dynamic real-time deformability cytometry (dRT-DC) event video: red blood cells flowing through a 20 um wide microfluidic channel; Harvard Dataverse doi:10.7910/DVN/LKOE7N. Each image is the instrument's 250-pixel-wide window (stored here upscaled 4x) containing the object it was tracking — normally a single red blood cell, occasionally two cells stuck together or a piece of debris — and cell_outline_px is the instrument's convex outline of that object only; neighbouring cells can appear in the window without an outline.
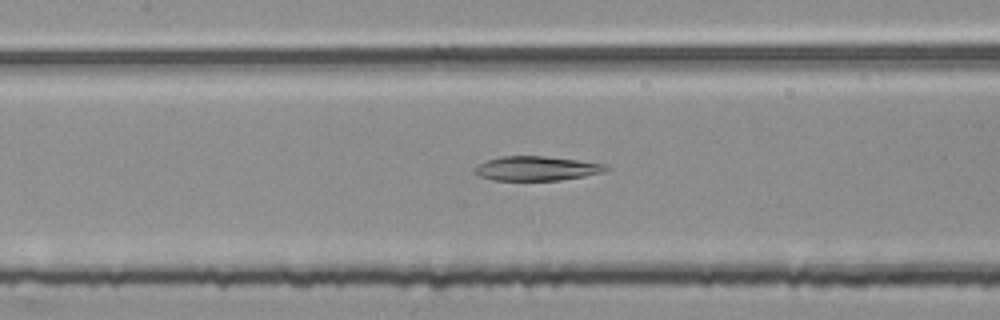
{"species": "common noctule bat (a hibernating species)", "species_latin": "Nyctalus noctula", "temperature_condition": "room temperature", "stored_images_in_passage": 40, "camera_frame_rate_fps": 3000, "um_per_image_px": 0.085, "animal": {"sex": "female", "body_mass_g": 25.1}, "frame": {"image": 1, "passage_image": 10, "time_ms": 3.0, "image_size_px": [1000, 320], "cell_outline_px": [[612, 168], [604, 172], [584, 176], [560, 180], [492, 180], [476, 176], [472, 172], [472, 168], [484, 160], [500, 156], [544, 156], [608, 164]], "centroid_in_image_um": [45.55, 14.31], "position_along_channel_um": 161.8, "area_um2": 19.02}}
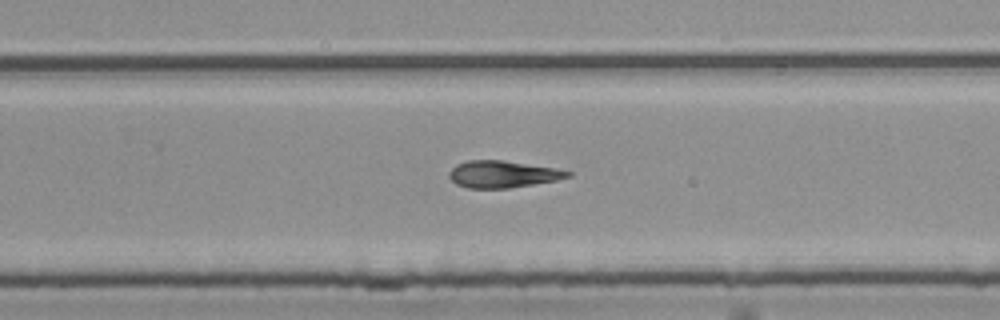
{"frame": {"image": 2, "passage_image": 20, "time_ms": 6.333, "image_size_px": [1000, 320], "cell_outline_px": [[572, 176], [556, 180], [508, 188], [468, 188], [456, 184], [448, 176], [448, 172], [456, 164], [468, 160], [504, 160], [556, 168], [572, 172]], "centroid_in_image_um": [42.71, 14.8], "position_along_channel_um": 287.1, "area_um2": 18.61}}
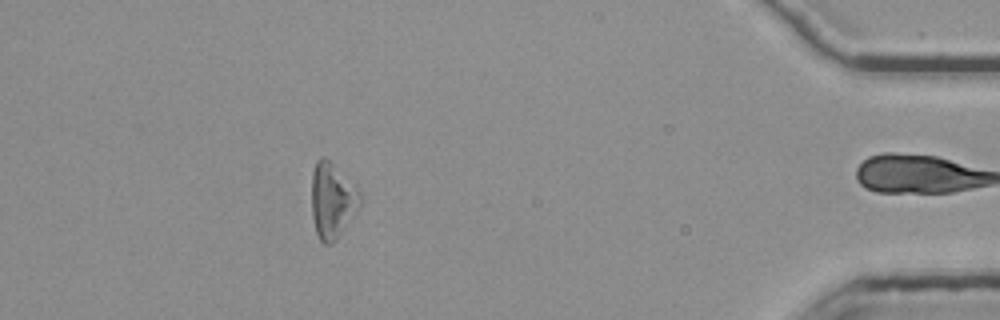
{"frame": {"image": 3, "passage_image": 34, "time_ms": 11.0, "image_size_px": [1000, 320], "cell_outline_px": [[364, 196], [360, 204], [336, 240], [332, 244], [324, 244], [320, 240], [316, 232], [312, 216], [312, 172], [316, 160], [324, 156]], "centroid_in_image_um": [28.22, 17.06], "position_along_channel_um": 407.0, "area_um2": 20.87}}